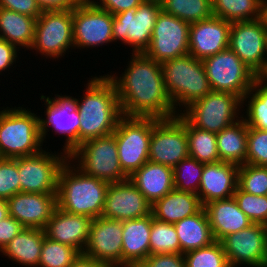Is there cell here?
<instances>
[{"label": "cell", "instance_id": "10", "mask_svg": "<svg viewBox=\"0 0 267 267\" xmlns=\"http://www.w3.org/2000/svg\"><path fill=\"white\" fill-rule=\"evenodd\" d=\"M74 47L73 9L43 10L36 19L32 52L46 58L60 59Z\"/></svg>", "mask_w": 267, "mask_h": 267}, {"label": "cell", "instance_id": "56", "mask_svg": "<svg viewBox=\"0 0 267 267\" xmlns=\"http://www.w3.org/2000/svg\"><path fill=\"white\" fill-rule=\"evenodd\" d=\"M264 267H267V255H266V260H265Z\"/></svg>", "mask_w": 267, "mask_h": 267}, {"label": "cell", "instance_id": "14", "mask_svg": "<svg viewBox=\"0 0 267 267\" xmlns=\"http://www.w3.org/2000/svg\"><path fill=\"white\" fill-rule=\"evenodd\" d=\"M189 27V23L161 10L143 54L160 64L189 54Z\"/></svg>", "mask_w": 267, "mask_h": 267}, {"label": "cell", "instance_id": "22", "mask_svg": "<svg viewBox=\"0 0 267 267\" xmlns=\"http://www.w3.org/2000/svg\"><path fill=\"white\" fill-rule=\"evenodd\" d=\"M7 202L9 215L25 228L44 229L58 207L57 194L19 192Z\"/></svg>", "mask_w": 267, "mask_h": 267}, {"label": "cell", "instance_id": "5", "mask_svg": "<svg viewBox=\"0 0 267 267\" xmlns=\"http://www.w3.org/2000/svg\"><path fill=\"white\" fill-rule=\"evenodd\" d=\"M0 111V158H17L43 150L39 116L24 107H6Z\"/></svg>", "mask_w": 267, "mask_h": 267}, {"label": "cell", "instance_id": "19", "mask_svg": "<svg viewBox=\"0 0 267 267\" xmlns=\"http://www.w3.org/2000/svg\"><path fill=\"white\" fill-rule=\"evenodd\" d=\"M122 231V221L102 216L92 219L83 254L110 267H122Z\"/></svg>", "mask_w": 267, "mask_h": 267}, {"label": "cell", "instance_id": "18", "mask_svg": "<svg viewBox=\"0 0 267 267\" xmlns=\"http://www.w3.org/2000/svg\"><path fill=\"white\" fill-rule=\"evenodd\" d=\"M230 267H264L267 255V226L252 224L221 241Z\"/></svg>", "mask_w": 267, "mask_h": 267}, {"label": "cell", "instance_id": "46", "mask_svg": "<svg viewBox=\"0 0 267 267\" xmlns=\"http://www.w3.org/2000/svg\"><path fill=\"white\" fill-rule=\"evenodd\" d=\"M0 8H5L38 18L42 14V10L36 0H0Z\"/></svg>", "mask_w": 267, "mask_h": 267}, {"label": "cell", "instance_id": "30", "mask_svg": "<svg viewBox=\"0 0 267 267\" xmlns=\"http://www.w3.org/2000/svg\"><path fill=\"white\" fill-rule=\"evenodd\" d=\"M180 241L181 254L190 250L204 248L215 240L205 208L174 224Z\"/></svg>", "mask_w": 267, "mask_h": 267}, {"label": "cell", "instance_id": "55", "mask_svg": "<svg viewBox=\"0 0 267 267\" xmlns=\"http://www.w3.org/2000/svg\"><path fill=\"white\" fill-rule=\"evenodd\" d=\"M267 55V52H266ZM266 77H267V57H266Z\"/></svg>", "mask_w": 267, "mask_h": 267}, {"label": "cell", "instance_id": "29", "mask_svg": "<svg viewBox=\"0 0 267 267\" xmlns=\"http://www.w3.org/2000/svg\"><path fill=\"white\" fill-rule=\"evenodd\" d=\"M44 238V229L24 227L0 252L13 263L38 267Z\"/></svg>", "mask_w": 267, "mask_h": 267}, {"label": "cell", "instance_id": "27", "mask_svg": "<svg viewBox=\"0 0 267 267\" xmlns=\"http://www.w3.org/2000/svg\"><path fill=\"white\" fill-rule=\"evenodd\" d=\"M128 179L151 204L174 189L173 168L151 161L134 171Z\"/></svg>", "mask_w": 267, "mask_h": 267}, {"label": "cell", "instance_id": "15", "mask_svg": "<svg viewBox=\"0 0 267 267\" xmlns=\"http://www.w3.org/2000/svg\"><path fill=\"white\" fill-rule=\"evenodd\" d=\"M229 48L258 77L266 76L267 30L260 18L232 22Z\"/></svg>", "mask_w": 267, "mask_h": 267}, {"label": "cell", "instance_id": "21", "mask_svg": "<svg viewBox=\"0 0 267 267\" xmlns=\"http://www.w3.org/2000/svg\"><path fill=\"white\" fill-rule=\"evenodd\" d=\"M231 22L212 16L190 24L189 54L203 60L229 48Z\"/></svg>", "mask_w": 267, "mask_h": 267}, {"label": "cell", "instance_id": "24", "mask_svg": "<svg viewBox=\"0 0 267 267\" xmlns=\"http://www.w3.org/2000/svg\"><path fill=\"white\" fill-rule=\"evenodd\" d=\"M91 221L88 216L70 214L57 207L44 228L45 236L83 253L89 238Z\"/></svg>", "mask_w": 267, "mask_h": 267}, {"label": "cell", "instance_id": "44", "mask_svg": "<svg viewBox=\"0 0 267 267\" xmlns=\"http://www.w3.org/2000/svg\"><path fill=\"white\" fill-rule=\"evenodd\" d=\"M246 163L267 166V131L248 127Z\"/></svg>", "mask_w": 267, "mask_h": 267}, {"label": "cell", "instance_id": "40", "mask_svg": "<svg viewBox=\"0 0 267 267\" xmlns=\"http://www.w3.org/2000/svg\"><path fill=\"white\" fill-rule=\"evenodd\" d=\"M185 267H230L221 242L183 254Z\"/></svg>", "mask_w": 267, "mask_h": 267}, {"label": "cell", "instance_id": "36", "mask_svg": "<svg viewBox=\"0 0 267 267\" xmlns=\"http://www.w3.org/2000/svg\"><path fill=\"white\" fill-rule=\"evenodd\" d=\"M161 5L164 12L189 24L213 16L211 0H164Z\"/></svg>", "mask_w": 267, "mask_h": 267}, {"label": "cell", "instance_id": "37", "mask_svg": "<svg viewBox=\"0 0 267 267\" xmlns=\"http://www.w3.org/2000/svg\"><path fill=\"white\" fill-rule=\"evenodd\" d=\"M204 163L188 157L173 168V185L176 190L197 194Z\"/></svg>", "mask_w": 267, "mask_h": 267}, {"label": "cell", "instance_id": "45", "mask_svg": "<svg viewBox=\"0 0 267 267\" xmlns=\"http://www.w3.org/2000/svg\"><path fill=\"white\" fill-rule=\"evenodd\" d=\"M138 267H185V259L181 253L152 254Z\"/></svg>", "mask_w": 267, "mask_h": 267}, {"label": "cell", "instance_id": "31", "mask_svg": "<svg viewBox=\"0 0 267 267\" xmlns=\"http://www.w3.org/2000/svg\"><path fill=\"white\" fill-rule=\"evenodd\" d=\"M36 18L0 8V39L6 40L19 50H30L35 34Z\"/></svg>", "mask_w": 267, "mask_h": 267}, {"label": "cell", "instance_id": "9", "mask_svg": "<svg viewBox=\"0 0 267 267\" xmlns=\"http://www.w3.org/2000/svg\"><path fill=\"white\" fill-rule=\"evenodd\" d=\"M202 62L212 91L243 98L258 79L230 48L204 58Z\"/></svg>", "mask_w": 267, "mask_h": 267}, {"label": "cell", "instance_id": "6", "mask_svg": "<svg viewBox=\"0 0 267 267\" xmlns=\"http://www.w3.org/2000/svg\"><path fill=\"white\" fill-rule=\"evenodd\" d=\"M69 160L85 175L109 184L128 179L120 167L114 134L83 142L69 154Z\"/></svg>", "mask_w": 267, "mask_h": 267}, {"label": "cell", "instance_id": "39", "mask_svg": "<svg viewBox=\"0 0 267 267\" xmlns=\"http://www.w3.org/2000/svg\"><path fill=\"white\" fill-rule=\"evenodd\" d=\"M80 252L45 236L38 267H70Z\"/></svg>", "mask_w": 267, "mask_h": 267}, {"label": "cell", "instance_id": "53", "mask_svg": "<svg viewBox=\"0 0 267 267\" xmlns=\"http://www.w3.org/2000/svg\"><path fill=\"white\" fill-rule=\"evenodd\" d=\"M260 20L267 30V0L261 1Z\"/></svg>", "mask_w": 267, "mask_h": 267}, {"label": "cell", "instance_id": "42", "mask_svg": "<svg viewBox=\"0 0 267 267\" xmlns=\"http://www.w3.org/2000/svg\"><path fill=\"white\" fill-rule=\"evenodd\" d=\"M238 186L252 195H267V166L240 165Z\"/></svg>", "mask_w": 267, "mask_h": 267}, {"label": "cell", "instance_id": "32", "mask_svg": "<svg viewBox=\"0 0 267 267\" xmlns=\"http://www.w3.org/2000/svg\"><path fill=\"white\" fill-rule=\"evenodd\" d=\"M248 126L241 118L216 134L220 161L238 166L246 163Z\"/></svg>", "mask_w": 267, "mask_h": 267}, {"label": "cell", "instance_id": "28", "mask_svg": "<svg viewBox=\"0 0 267 267\" xmlns=\"http://www.w3.org/2000/svg\"><path fill=\"white\" fill-rule=\"evenodd\" d=\"M203 207L197 194L174 188L152 204V215L159 221L175 224L198 213Z\"/></svg>", "mask_w": 267, "mask_h": 267}, {"label": "cell", "instance_id": "13", "mask_svg": "<svg viewBox=\"0 0 267 267\" xmlns=\"http://www.w3.org/2000/svg\"><path fill=\"white\" fill-rule=\"evenodd\" d=\"M40 100H44L43 102H45L44 105L46 106V110L44 111L46 119L39 116V129L42 143L46 142L48 132L52 128L55 134L66 135L62 151L69 155L79 146L81 117L77 108V98L70 95L67 96L66 94L64 96L55 94V97L41 95Z\"/></svg>", "mask_w": 267, "mask_h": 267}, {"label": "cell", "instance_id": "17", "mask_svg": "<svg viewBox=\"0 0 267 267\" xmlns=\"http://www.w3.org/2000/svg\"><path fill=\"white\" fill-rule=\"evenodd\" d=\"M188 157L186 124L178 116L160 119L152 129L149 161L174 168Z\"/></svg>", "mask_w": 267, "mask_h": 267}, {"label": "cell", "instance_id": "54", "mask_svg": "<svg viewBox=\"0 0 267 267\" xmlns=\"http://www.w3.org/2000/svg\"><path fill=\"white\" fill-rule=\"evenodd\" d=\"M144 1H154V2H158V3H162L164 0H144Z\"/></svg>", "mask_w": 267, "mask_h": 267}, {"label": "cell", "instance_id": "51", "mask_svg": "<svg viewBox=\"0 0 267 267\" xmlns=\"http://www.w3.org/2000/svg\"><path fill=\"white\" fill-rule=\"evenodd\" d=\"M70 267H110L106 263L80 253Z\"/></svg>", "mask_w": 267, "mask_h": 267}, {"label": "cell", "instance_id": "38", "mask_svg": "<svg viewBox=\"0 0 267 267\" xmlns=\"http://www.w3.org/2000/svg\"><path fill=\"white\" fill-rule=\"evenodd\" d=\"M150 255L161 253H181L180 241L174 224L152 219L150 233Z\"/></svg>", "mask_w": 267, "mask_h": 267}, {"label": "cell", "instance_id": "47", "mask_svg": "<svg viewBox=\"0 0 267 267\" xmlns=\"http://www.w3.org/2000/svg\"><path fill=\"white\" fill-rule=\"evenodd\" d=\"M94 6L116 15L137 8L143 0H89Z\"/></svg>", "mask_w": 267, "mask_h": 267}, {"label": "cell", "instance_id": "1", "mask_svg": "<svg viewBox=\"0 0 267 267\" xmlns=\"http://www.w3.org/2000/svg\"><path fill=\"white\" fill-rule=\"evenodd\" d=\"M131 56L122 76L107 74L115 84L122 115L157 119L176 117L178 113L164 84L162 65L143 53Z\"/></svg>", "mask_w": 267, "mask_h": 267}, {"label": "cell", "instance_id": "33", "mask_svg": "<svg viewBox=\"0 0 267 267\" xmlns=\"http://www.w3.org/2000/svg\"><path fill=\"white\" fill-rule=\"evenodd\" d=\"M244 105L246 106L244 109L246 111L243 112L245 115H241L247 126L267 131L266 76H259L253 83L251 90L242 98V106Z\"/></svg>", "mask_w": 267, "mask_h": 267}, {"label": "cell", "instance_id": "52", "mask_svg": "<svg viewBox=\"0 0 267 267\" xmlns=\"http://www.w3.org/2000/svg\"><path fill=\"white\" fill-rule=\"evenodd\" d=\"M9 216V207L6 199L0 198V221Z\"/></svg>", "mask_w": 267, "mask_h": 267}, {"label": "cell", "instance_id": "50", "mask_svg": "<svg viewBox=\"0 0 267 267\" xmlns=\"http://www.w3.org/2000/svg\"><path fill=\"white\" fill-rule=\"evenodd\" d=\"M82 0H36L41 10H67L73 9Z\"/></svg>", "mask_w": 267, "mask_h": 267}, {"label": "cell", "instance_id": "3", "mask_svg": "<svg viewBox=\"0 0 267 267\" xmlns=\"http://www.w3.org/2000/svg\"><path fill=\"white\" fill-rule=\"evenodd\" d=\"M108 185L106 181L85 175L68 159L59 172L58 208L91 219L101 217Z\"/></svg>", "mask_w": 267, "mask_h": 267}, {"label": "cell", "instance_id": "26", "mask_svg": "<svg viewBox=\"0 0 267 267\" xmlns=\"http://www.w3.org/2000/svg\"><path fill=\"white\" fill-rule=\"evenodd\" d=\"M215 241L248 228L253 223L239 208L234 197L213 200L204 205Z\"/></svg>", "mask_w": 267, "mask_h": 267}, {"label": "cell", "instance_id": "49", "mask_svg": "<svg viewBox=\"0 0 267 267\" xmlns=\"http://www.w3.org/2000/svg\"><path fill=\"white\" fill-rule=\"evenodd\" d=\"M19 51L20 50L11 43L0 39V74L4 73L5 70H10L13 64H16V59L19 60Z\"/></svg>", "mask_w": 267, "mask_h": 267}, {"label": "cell", "instance_id": "41", "mask_svg": "<svg viewBox=\"0 0 267 267\" xmlns=\"http://www.w3.org/2000/svg\"><path fill=\"white\" fill-rule=\"evenodd\" d=\"M233 197L253 224L267 226V195H252L238 186Z\"/></svg>", "mask_w": 267, "mask_h": 267}, {"label": "cell", "instance_id": "20", "mask_svg": "<svg viewBox=\"0 0 267 267\" xmlns=\"http://www.w3.org/2000/svg\"><path fill=\"white\" fill-rule=\"evenodd\" d=\"M151 214L152 204L129 179L108 185L102 217L126 221Z\"/></svg>", "mask_w": 267, "mask_h": 267}, {"label": "cell", "instance_id": "34", "mask_svg": "<svg viewBox=\"0 0 267 267\" xmlns=\"http://www.w3.org/2000/svg\"><path fill=\"white\" fill-rule=\"evenodd\" d=\"M177 116L186 124L189 157L204 164L220 162L216 133L195 128L180 113Z\"/></svg>", "mask_w": 267, "mask_h": 267}, {"label": "cell", "instance_id": "48", "mask_svg": "<svg viewBox=\"0 0 267 267\" xmlns=\"http://www.w3.org/2000/svg\"><path fill=\"white\" fill-rule=\"evenodd\" d=\"M24 226L10 215L0 221V251L8 244Z\"/></svg>", "mask_w": 267, "mask_h": 267}, {"label": "cell", "instance_id": "11", "mask_svg": "<svg viewBox=\"0 0 267 267\" xmlns=\"http://www.w3.org/2000/svg\"><path fill=\"white\" fill-rule=\"evenodd\" d=\"M161 3L142 1L134 9L113 15V42L121 41L132 48V54L144 53L149 47Z\"/></svg>", "mask_w": 267, "mask_h": 267}, {"label": "cell", "instance_id": "25", "mask_svg": "<svg viewBox=\"0 0 267 267\" xmlns=\"http://www.w3.org/2000/svg\"><path fill=\"white\" fill-rule=\"evenodd\" d=\"M153 215L122 221V267H138L150 255Z\"/></svg>", "mask_w": 267, "mask_h": 267}, {"label": "cell", "instance_id": "12", "mask_svg": "<svg viewBox=\"0 0 267 267\" xmlns=\"http://www.w3.org/2000/svg\"><path fill=\"white\" fill-rule=\"evenodd\" d=\"M50 152L42 150L35 155L18 157L20 192L57 194L59 172L69 155L64 151Z\"/></svg>", "mask_w": 267, "mask_h": 267}, {"label": "cell", "instance_id": "7", "mask_svg": "<svg viewBox=\"0 0 267 267\" xmlns=\"http://www.w3.org/2000/svg\"><path fill=\"white\" fill-rule=\"evenodd\" d=\"M160 119L122 116L114 131L120 167L129 177L149 161V143L154 125Z\"/></svg>", "mask_w": 267, "mask_h": 267}, {"label": "cell", "instance_id": "8", "mask_svg": "<svg viewBox=\"0 0 267 267\" xmlns=\"http://www.w3.org/2000/svg\"><path fill=\"white\" fill-rule=\"evenodd\" d=\"M242 98L228 92L211 91L180 114L195 128L219 133L242 118Z\"/></svg>", "mask_w": 267, "mask_h": 267}, {"label": "cell", "instance_id": "23", "mask_svg": "<svg viewBox=\"0 0 267 267\" xmlns=\"http://www.w3.org/2000/svg\"><path fill=\"white\" fill-rule=\"evenodd\" d=\"M238 170V165L222 161L204 164L197 193L202 205L232 198L238 187Z\"/></svg>", "mask_w": 267, "mask_h": 267}, {"label": "cell", "instance_id": "2", "mask_svg": "<svg viewBox=\"0 0 267 267\" xmlns=\"http://www.w3.org/2000/svg\"><path fill=\"white\" fill-rule=\"evenodd\" d=\"M86 85L81 101L77 98L81 117L79 145L90 139L113 134L123 116L115 84L108 75L92 77Z\"/></svg>", "mask_w": 267, "mask_h": 267}, {"label": "cell", "instance_id": "4", "mask_svg": "<svg viewBox=\"0 0 267 267\" xmlns=\"http://www.w3.org/2000/svg\"><path fill=\"white\" fill-rule=\"evenodd\" d=\"M161 65L167 93L178 114L212 91L201 59L187 54Z\"/></svg>", "mask_w": 267, "mask_h": 267}, {"label": "cell", "instance_id": "16", "mask_svg": "<svg viewBox=\"0 0 267 267\" xmlns=\"http://www.w3.org/2000/svg\"><path fill=\"white\" fill-rule=\"evenodd\" d=\"M113 15L82 0L73 8L74 48H96L113 43ZM77 47V48H76Z\"/></svg>", "mask_w": 267, "mask_h": 267}, {"label": "cell", "instance_id": "43", "mask_svg": "<svg viewBox=\"0 0 267 267\" xmlns=\"http://www.w3.org/2000/svg\"><path fill=\"white\" fill-rule=\"evenodd\" d=\"M17 158H0V198L8 200L20 192Z\"/></svg>", "mask_w": 267, "mask_h": 267}, {"label": "cell", "instance_id": "35", "mask_svg": "<svg viewBox=\"0 0 267 267\" xmlns=\"http://www.w3.org/2000/svg\"><path fill=\"white\" fill-rule=\"evenodd\" d=\"M262 0H211L212 14L229 22L260 18Z\"/></svg>", "mask_w": 267, "mask_h": 267}]
</instances>
